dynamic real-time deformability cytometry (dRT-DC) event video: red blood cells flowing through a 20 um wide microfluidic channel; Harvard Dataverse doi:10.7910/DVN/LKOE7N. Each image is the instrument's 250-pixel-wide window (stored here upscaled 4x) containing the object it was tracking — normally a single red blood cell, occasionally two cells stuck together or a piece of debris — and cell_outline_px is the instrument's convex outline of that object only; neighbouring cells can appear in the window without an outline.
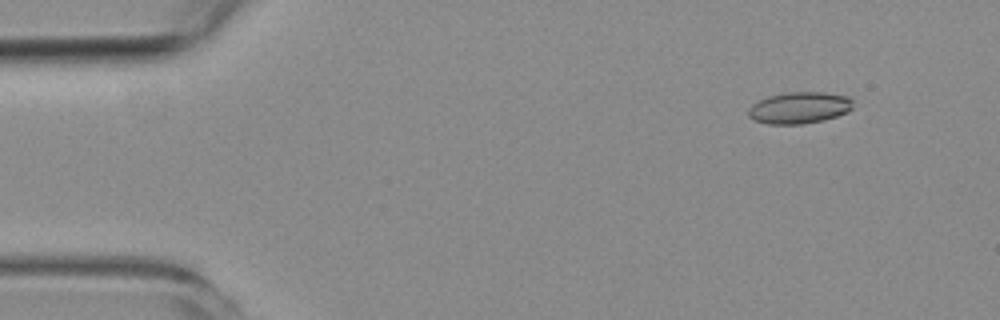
{"species": "common noctule bat (a hibernating species)", "species_latin": "Nyctalus noctula", "temperature_condition": "room temperature", "stored_images_in_passage": 3, "camera_frame_rate_fps": 3000, "um_per_image_px": 0.085, "animal": {"sex": "female", "body_mass_g": 19.3, "forearm_length_mm": 54.1}, "frame": {"image": 1, "passage_image": 1, "time_ms": 0.0, "image_size_px": [1000, 320], "cell_outline_px": [[852, 108], [848, 112], [824, 120], [804, 124], [768, 124], [752, 120], [748, 116], [748, 108], [752, 104], [768, 96], [784, 92], [824, 92], [848, 96], [852, 100]], "centroid_in_image_um": [67.92, 9.16], "position_along_channel_um": 17.1, "area_um2": 19.48}}
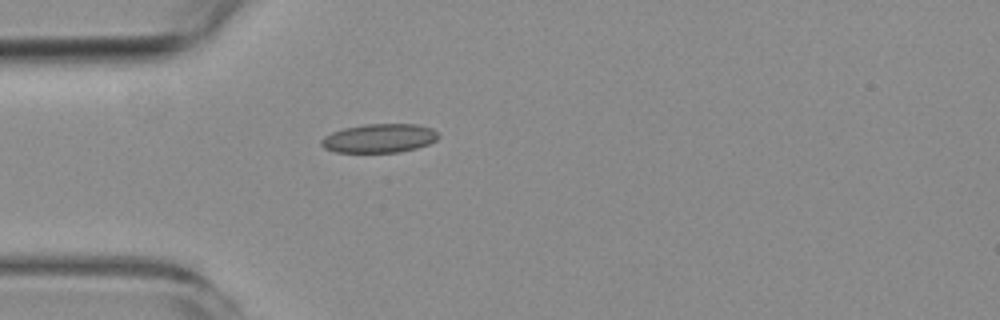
{"frame": {"image": 2, "passage_image": 3, "time_ms": 3.333, "image_size_px": [1000, 320], "cell_outline_px": [[440, 136], [436, 140], [428, 144], [416, 148], [400, 152], [336, 152], [324, 148], [320, 144], [320, 140], [324, 136], [332, 132], [344, 128], [364, 124], [416, 124], [432, 128]], "centroid_in_image_um": [32.23, 11.75], "position_along_channel_um": 52.8, "area_um2": 19.71}}